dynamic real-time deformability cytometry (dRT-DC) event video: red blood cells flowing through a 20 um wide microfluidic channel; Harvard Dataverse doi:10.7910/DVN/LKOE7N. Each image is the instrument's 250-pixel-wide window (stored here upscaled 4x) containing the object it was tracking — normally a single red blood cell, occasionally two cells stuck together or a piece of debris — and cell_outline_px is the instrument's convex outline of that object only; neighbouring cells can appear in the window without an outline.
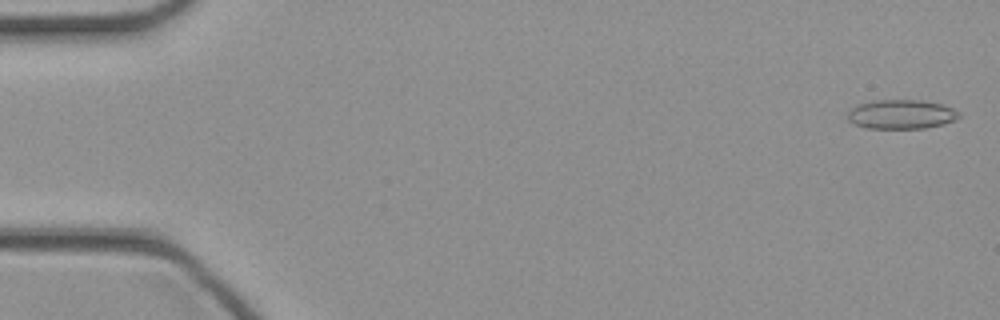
{"species": "common noctule bat (a hibernating species)", "species_latin": "Nyctalus noctula", "temperature_condition": "cold", "stored_images_in_passage": 45, "camera_frame_rate_fps": 3000, "um_per_image_px": 0.085, "animal": {"sex": "female", "body_mass_g": 21.9}, "frame": {"image": 1, "passage_image": 1, "time_ms": 0.0, "image_size_px": [1000, 320], "cell_outline_px": [[960, 116], [956, 120], [944, 124], [924, 128], [864, 128], [848, 120], [848, 112], [852, 108], [860, 104], [872, 100], [920, 100], [944, 104], [960, 112]], "centroid_in_image_um": [76.65, 9.71], "position_along_channel_um": 8.4, "area_um2": 19.02}}
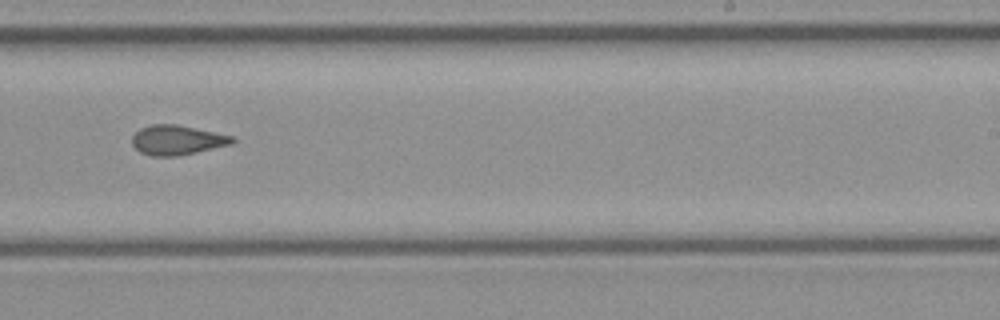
{"frame": {"image": 2, "passage_image": 28, "time_ms": 9.0, "image_size_px": [1000, 320], "cell_outline_px": [[236, 140], [232, 144], [196, 152], [176, 156], [152, 156], [140, 152], [132, 144], [132, 136], [140, 128], [152, 124], [176, 124], [232, 136]], "centroid_in_image_um": [15.03, 11.9], "position_along_channel_um": 274.0, "area_um2": 17.17}}
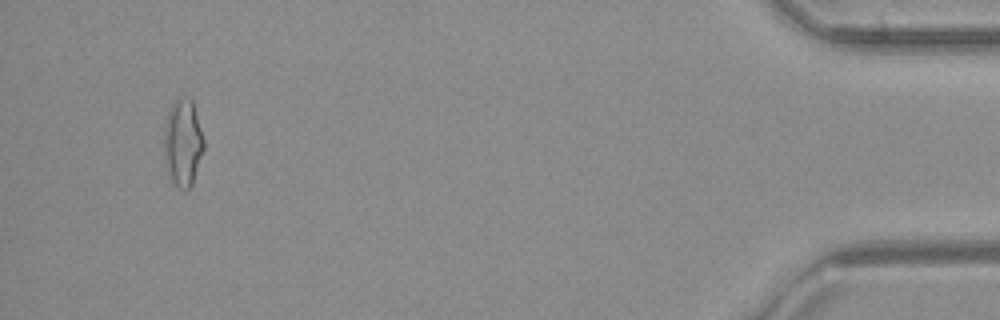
{"frame": {"image": 3, "passage_image": 43, "time_ms": 14.0, "image_size_px": [1000, 320], "cell_outline_px": [[204, 148], [192, 184], [188, 188], [180, 188], [172, 180], [168, 172], [164, 152], [164, 128], [168, 112], [172, 104], [180, 96], [184, 96], [192, 100], [204, 140]], "centroid_in_image_um": [15.54, 12.09], "position_along_channel_um": 419.7, "area_um2": 19.83}}